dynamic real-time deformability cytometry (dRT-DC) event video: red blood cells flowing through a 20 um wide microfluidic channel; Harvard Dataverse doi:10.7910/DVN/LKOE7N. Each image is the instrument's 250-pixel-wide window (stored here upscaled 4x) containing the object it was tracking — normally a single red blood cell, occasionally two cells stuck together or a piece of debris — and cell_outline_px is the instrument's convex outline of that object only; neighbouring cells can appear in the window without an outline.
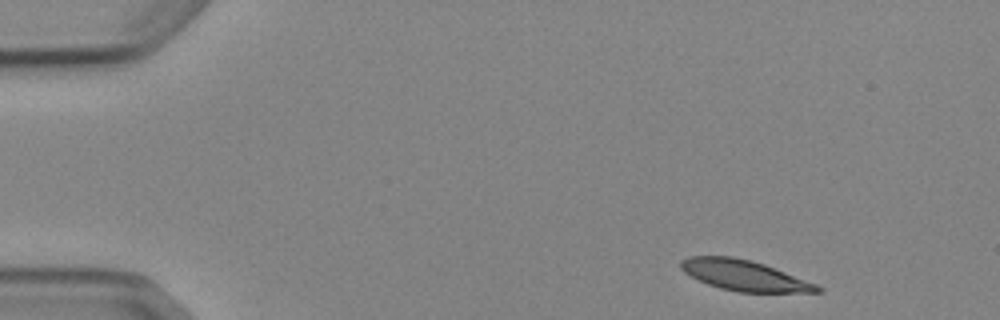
{"species": "Egyptian fruit bat (a non-hibernating species)", "species_latin": "Rousettus aegyptiacus", "temperature_condition": "cold", "stored_images_in_passage": 5, "camera_frame_rate_fps": 3000, "um_per_image_px": 0.085, "animal": {"sex": "female"}, "frame": {"image": 1, "passage_image": 1, "time_ms": 0.0, "image_size_px": [1000, 320], "cell_outline_px": [[824, 292], [740, 292], [720, 288], [708, 284], [684, 272], [680, 268], [680, 260], [688, 256], [732, 256], [752, 260], [764, 264], [816, 284], [824, 288]], "centroid_in_image_um": [63.25, 23.4], "position_along_channel_um": 21.7, "area_um2": 24.16}}
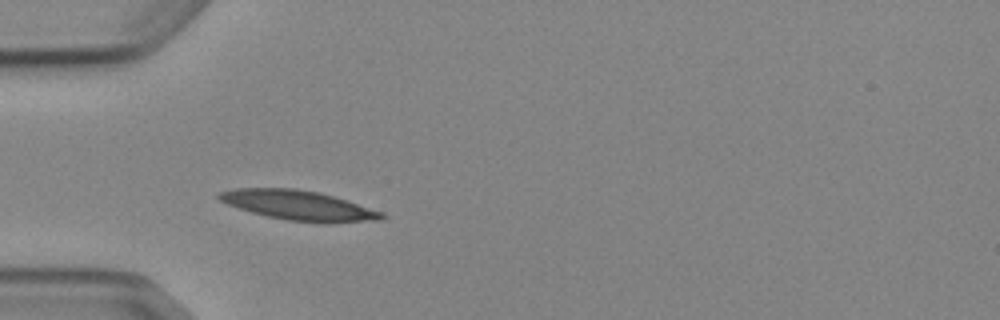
{"frame": {"image": 2, "passage_image": 4, "time_ms": 3.333, "image_size_px": [1000, 320], "cell_outline_px": [[388, 216], [380, 220], [288, 220], [268, 216], [252, 212], [228, 204], [220, 200], [216, 196], [216, 192], [236, 188], [296, 188], [320, 192], [384, 212]], "centroid_in_image_um": [25.29, 17.39], "position_along_channel_um": 59.7, "area_um2": 27.05}}
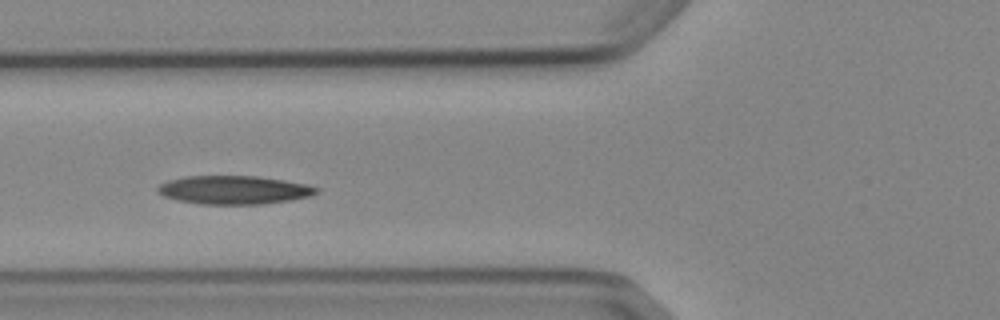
{"frame": {"image": 3, "passage_image": 5, "time_ms": 4.667, "image_size_px": [1000, 320], "cell_outline_px": [[320, 192], [308, 196], [288, 200], [264, 204], [200, 204], [176, 200], [164, 196], [156, 192], [156, 188], [160, 184], [168, 180], [184, 176], [256, 176], [284, 180], [308, 184], [320, 188]], "centroid_in_image_um": [19.87, 16.14], "position_along_channel_um": 105.9, "area_um2": 26.47}}